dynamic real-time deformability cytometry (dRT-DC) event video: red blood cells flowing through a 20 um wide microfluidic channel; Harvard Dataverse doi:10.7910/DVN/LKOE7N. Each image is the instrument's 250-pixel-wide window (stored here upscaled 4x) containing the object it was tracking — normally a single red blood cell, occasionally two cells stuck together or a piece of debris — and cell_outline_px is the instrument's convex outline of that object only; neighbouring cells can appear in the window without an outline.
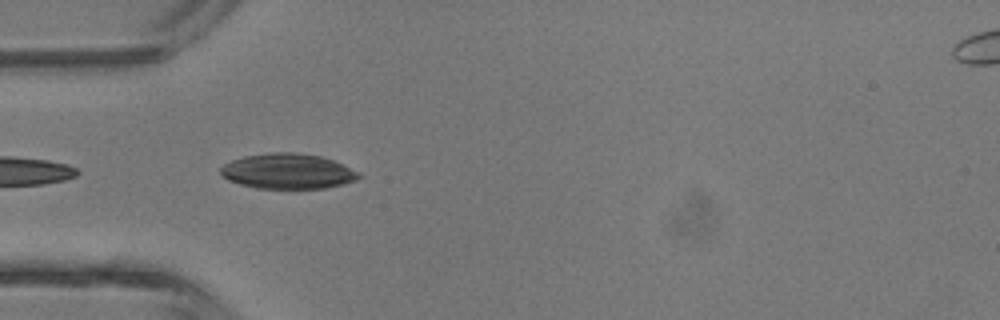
{"species": "common noctule bat (a hibernating species)", "species_latin": "Nyctalus noctula", "temperature_condition": "room temperature", "stored_images_in_passage": 5, "camera_frame_rate_fps": 3000, "um_per_image_px": 0.085, "animal": {"sex": "male", "body_mass_g": 13.3}, "frame": {"image": 1, "passage_image": 4, "time_ms": 4.333, "image_size_px": [1000, 320], "cell_outline_px": [[364, 176], [356, 180], [344, 184], [324, 188], [296, 192], [256, 188], [240, 184], [228, 180], [220, 176], [220, 168], [224, 164], [232, 160], [244, 156], [272, 152], [296, 152], [320, 156], [332, 160], [360, 172]], "centroid_in_image_um": [24.47, 14.61], "position_along_channel_um": 60.5, "area_um2": 29.48}}
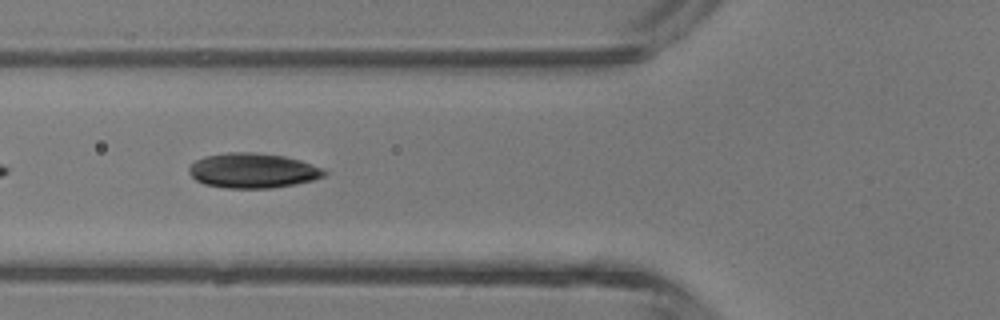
{"frame": {"image": 2, "passage_image": 5, "time_ms": 5.333, "image_size_px": [1000, 320], "cell_outline_px": [[328, 172], [324, 176], [312, 180], [296, 184], [272, 188], [224, 188], [204, 184], [196, 180], [188, 172], [188, 168], [196, 160], [204, 156], [228, 152], [256, 152], [284, 156], [300, 160], [324, 168]], "centroid_in_image_um": [21.49, 14.5], "position_along_channel_um": 104.3, "area_um2": 27.69}}